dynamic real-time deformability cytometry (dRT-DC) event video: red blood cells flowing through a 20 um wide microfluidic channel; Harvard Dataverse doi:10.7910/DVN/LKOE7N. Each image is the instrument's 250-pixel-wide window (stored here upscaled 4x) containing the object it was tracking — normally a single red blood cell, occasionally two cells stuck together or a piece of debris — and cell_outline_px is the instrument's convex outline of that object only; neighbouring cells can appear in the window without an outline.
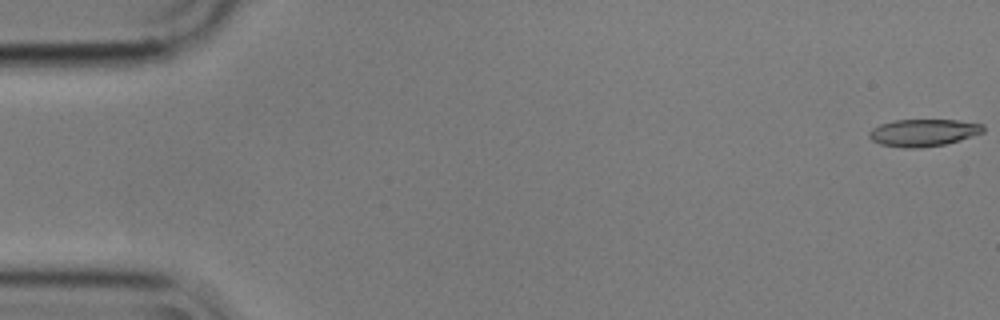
{"species": "common noctule bat (a hibernating species)", "species_latin": "Nyctalus noctula", "temperature_condition": "cold", "stored_images_in_passage": 56, "camera_frame_rate_fps": 3000, "um_per_image_px": 0.085, "animal": {"sex": "male", "body_mass_g": 17.9}, "frame": {"image": 1, "passage_image": 1, "time_ms": 0.0, "image_size_px": [1000, 320], "cell_outline_px": [[984, 132], [960, 140], [944, 144], [920, 148], [904, 148], [880, 144], [872, 140], [868, 136], [868, 132], [872, 128], [880, 124], [896, 120], [956, 120], [984, 124]], "centroid_in_image_um": [78.47, 11.28], "position_along_channel_um": 6.5, "area_um2": 18.09}}
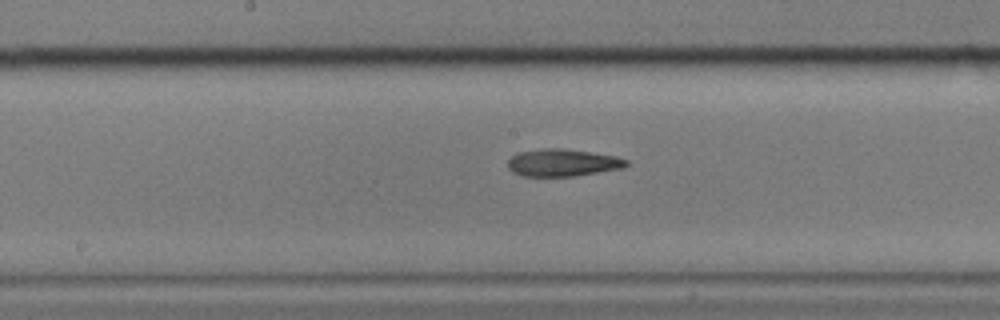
{"frame": {"image": 2, "passage_image": 29, "time_ms": 9.333, "image_size_px": [1000, 320], "cell_outline_px": [[628, 164], [624, 168], [576, 176], [520, 176], [512, 172], [508, 168], [508, 160], [516, 152], [544, 148], [564, 148], [616, 156], [628, 160]], "centroid_in_image_um": [47.81, 13.83], "position_along_channel_um": 200.4, "area_um2": 19.07}}
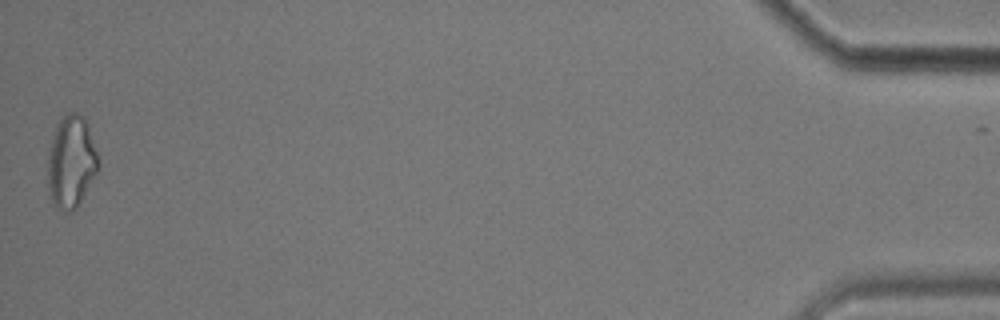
{"frame": {"image": 3, "passage_image": 56, "time_ms": 18.333, "image_size_px": [1000, 320], "cell_outline_px": [[100, 164], [96, 172], [76, 208], [68, 212], [56, 208], [52, 200], [48, 188], [48, 152], [52, 136], [60, 120], [68, 112], [76, 112], [84, 116], [88, 124], [100, 160]], "centroid_in_image_um": [6.06, 13.72], "position_along_channel_um": 429.1, "area_um2": 27.05}, "authors_computed_cell_mechanics": {"area_um2": 19.2474, "velocity_mm_per_s": 3.5742, "shape_relaxation_time_tau1_ms": 5.2464, "shape_relaxation_time_tau2_ms": null, "deformation_change_tau1": 0.1398, "deformation_change_tau2": null}}